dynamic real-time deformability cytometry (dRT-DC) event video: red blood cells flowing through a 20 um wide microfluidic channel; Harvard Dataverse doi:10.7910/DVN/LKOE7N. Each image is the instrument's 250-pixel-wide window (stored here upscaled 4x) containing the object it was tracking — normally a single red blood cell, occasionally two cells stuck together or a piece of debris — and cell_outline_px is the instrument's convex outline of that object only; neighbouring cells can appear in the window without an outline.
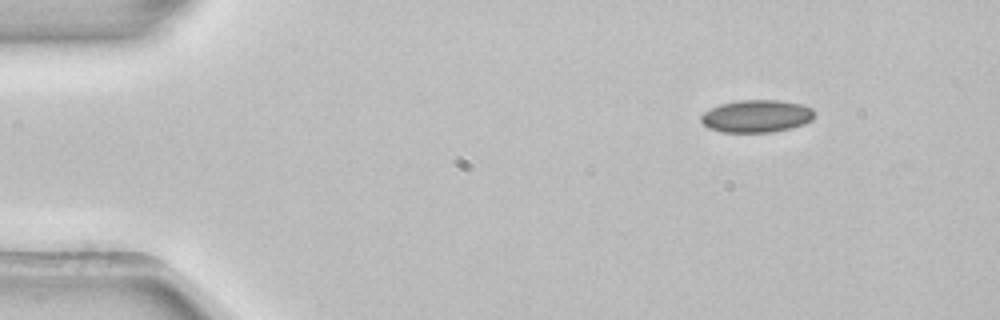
{"species": "common noctule bat (a hibernating species)", "species_latin": "Nyctalus noctula", "temperature_condition": "room temperature", "stored_images_in_passage": 3, "camera_frame_rate_fps": 3000, "um_per_image_px": 0.085, "animal": {"sex": "female", "body_mass_g": 22.7, "forearm_length_mm": 54.2}, "frame": {"image": 1, "passage_image": 1, "time_ms": 0.0, "image_size_px": [1000, 320], "cell_outline_px": [[816, 116], [812, 120], [804, 124], [792, 128], [772, 132], [720, 132], [708, 128], [700, 120], [700, 116], [704, 112], [720, 104], [740, 100], [780, 100], [804, 104], [812, 108], [816, 112]], "centroid_in_image_um": [64.36, 9.87], "position_along_channel_um": 20.6, "area_um2": 21.79}}
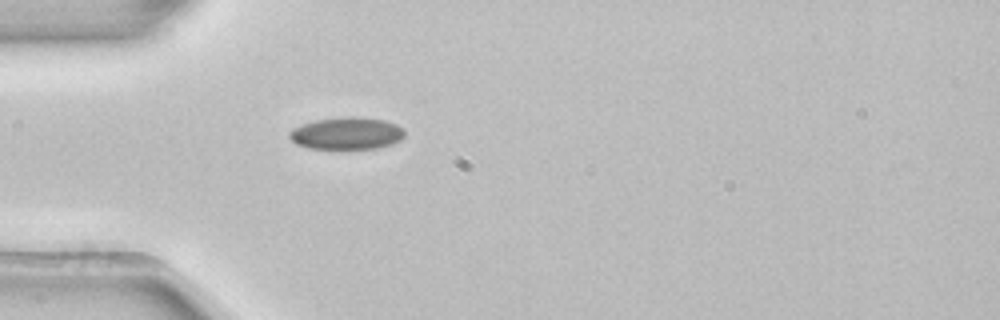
{"frame": {"image": 2, "passage_image": 3, "time_ms": 0.667, "image_size_px": [1000, 320], "cell_outline_px": [[404, 136], [400, 140], [392, 144], [376, 148], [308, 148], [296, 144], [288, 136], [288, 132], [292, 128], [300, 124], [316, 120], [352, 116], [360, 116], [384, 120], [396, 124], [404, 128]], "centroid_in_image_um": [29.46, 11.32], "position_along_channel_um": 55.5, "area_um2": 21.68}}